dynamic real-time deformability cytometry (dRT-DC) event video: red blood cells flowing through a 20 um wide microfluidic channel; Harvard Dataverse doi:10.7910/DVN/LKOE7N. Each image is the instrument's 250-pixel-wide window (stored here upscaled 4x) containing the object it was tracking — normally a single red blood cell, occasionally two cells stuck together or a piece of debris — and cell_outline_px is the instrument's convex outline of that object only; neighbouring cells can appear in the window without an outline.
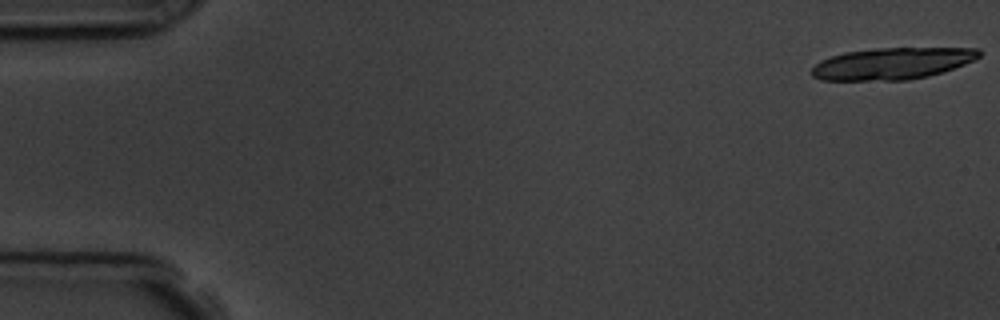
{"species": "common noctule bat (a hibernating species)", "species_latin": "Nyctalus noctula", "temperature_condition": "room temperature", "stored_images_in_passage": 12, "camera_frame_rate_fps": 3000, "um_per_image_px": 0.085, "animal": {"sex": "male", "body_mass_g": 19.5, "forearm_length_mm": 54.6}, "frame": {"image": 1, "passage_image": 1, "time_ms": 0.0, "image_size_px": [1000, 320], "cell_outline_px": [[980, 56], [964, 64], [928, 76], [908, 80], [820, 80], [812, 76], [812, 68], [820, 60], [844, 52], [876, 48], [980, 48]], "centroid_in_image_um": [75.8, 5.39], "position_along_channel_um": 9.2, "area_um2": 30.75}}
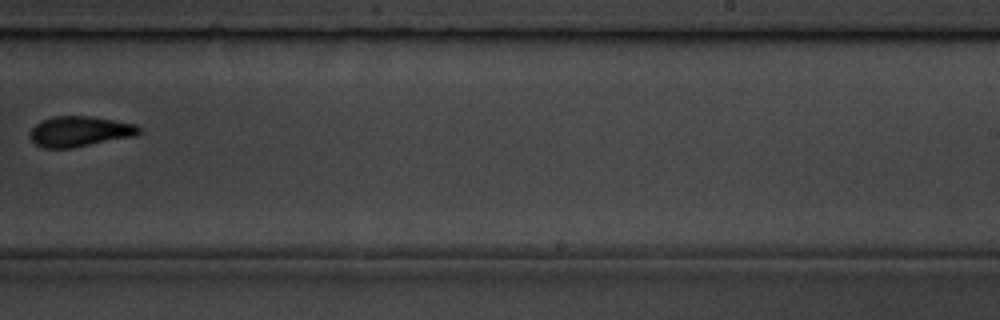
{"frame": {"image": 2, "passage_image": 11, "time_ms": 11.333, "image_size_px": [1000, 320], "cell_outline_px": [[140, 132], [136, 136], [72, 148], [44, 148], [36, 144], [32, 140], [28, 132], [36, 124], [44, 120], [56, 116], [92, 116], [136, 124], [140, 128]], "centroid_in_image_um": [6.79, 11.17], "position_along_channel_um": 282.2, "area_um2": 19.31}}
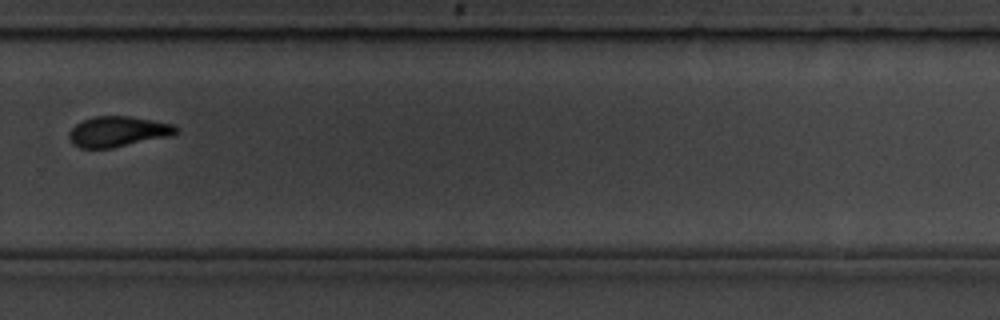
{"frame": {"image": 3, "passage_image": 12, "time_ms": 12.333, "image_size_px": [1000, 320], "cell_outline_px": [[180, 132], [172, 136], [112, 148], [80, 148], [72, 144], [68, 136], [68, 132], [76, 124], [92, 116], [128, 116], [152, 120], [172, 124], [180, 128]], "centroid_in_image_um": [10.05, 11.19], "position_along_channel_um": 319.8, "area_um2": 19.19}}